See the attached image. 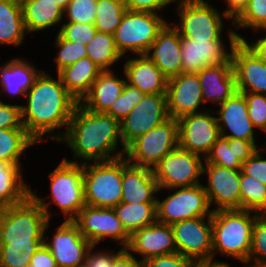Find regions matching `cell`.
Returning a JSON list of instances; mask_svg holds the SVG:
<instances>
[{"label": "cell", "mask_w": 266, "mask_h": 267, "mask_svg": "<svg viewBox=\"0 0 266 267\" xmlns=\"http://www.w3.org/2000/svg\"><path fill=\"white\" fill-rule=\"evenodd\" d=\"M73 222L78 226L82 236L92 245H98L101 240L110 238L126 248L130 234L118 219L114 208H103L85 205Z\"/></svg>", "instance_id": "4fadbf2b"}, {"label": "cell", "mask_w": 266, "mask_h": 267, "mask_svg": "<svg viewBox=\"0 0 266 267\" xmlns=\"http://www.w3.org/2000/svg\"><path fill=\"white\" fill-rule=\"evenodd\" d=\"M126 249L140 254L143 263L150 258L176 253L174 233L171 225L155 222L134 231Z\"/></svg>", "instance_id": "7402d4cb"}, {"label": "cell", "mask_w": 266, "mask_h": 267, "mask_svg": "<svg viewBox=\"0 0 266 267\" xmlns=\"http://www.w3.org/2000/svg\"><path fill=\"white\" fill-rule=\"evenodd\" d=\"M126 78L114 75L112 70H103L92 84L80 104L94 113H106L124 89Z\"/></svg>", "instance_id": "4316f807"}, {"label": "cell", "mask_w": 266, "mask_h": 267, "mask_svg": "<svg viewBox=\"0 0 266 267\" xmlns=\"http://www.w3.org/2000/svg\"><path fill=\"white\" fill-rule=\"evenodd\" d=\"M49 226L45 212L31 196L19 204L0 208V242L44 240Z\"/></svg>", "instance_id": "5b68a950"}, {"label": "cell", "mask_w": 266, "mask_h": 267, "mask_svg": "<svg viewBox=\"0 0 266 267\" xmlns=\"http://www.w3.org/2000/svg\"><path fill=\"white\" fill-rule=\"evenodd\" d=\"M244 267H266V214L255 219L250 256Z\"/></svg>", "instance_id": "ab89813d"}, {"label": "cell", "mask_w": 266, "mask_h": 267, "mask_svg": "<svg viewBox=\"0 0 266 267\" xmlns=\"http://www.w3.org/2000/svg\"><path fill=\"white\" fill-rule=\"evenodd\" d=\"M42 71L38 70L26 59H9L0 67L1 93H8L10 97L23 96L32 87L36 78Z\"/></svg>", "instance_id": "83f0119b"}, {"label": "cell", "mask_w": 266, "mask_h": 267, "mask_svg": "<svg viewBox=\"0 0 266 267\" xmlns=\"http://www.w3.org/2000/svg\"><path fill=\"white\" fill-rule=\"evenodd\" d=\"M174 191L164 200L157 197V222L172 225L176 222L203 216H212L204 185L169 188Z\"/></svg>", "instance_id": "8fae6325"}, {"label": "cell", "mask_w": 266, "mask_h": 267, "mask_svg": "<svg viewBox=\"0 0 266 267\" xmlns=\"http://www.w3.org/2000/svg\"><path fill=\"white\" fill-rule=\"evenodd\" d=\"M220 135L223 138H236L251 141L256 147L255 126L248 117L247 101L243 93L235 92L215 110ZM227 130L229 131L228 134Z\"/></svg>", "instance_id": "44dd1931"}, {"label": "cell", "mask_w": 266, "mask_h": 267, "mask_svg": "<svg viewBox=\"0 0 266 267\" xmlns=\"http://www.w3.org/2000/svg\"><path fill=\"white\" fill-rule=\"evenodd\" d=\"M230 51L224 40H191L181 37L182 73H197L200 70L221 63H232V49L244 37L228 29Z\"/></svg>", "instance_id": "7c38bea8"}, {"label": "cell", "mask_w": 266, "mask_h": 267, "mask_svg": "<svg viewBox=\"0 0 266 267\" xmlns=\"http://www.w3.org/2000/svg\"><path fill=\"white\" fill-rule=\"evenodd\" d=\"M202 156L177 147L166 154L152 169L158 192L169 188L192 187L201 184Z\"/></svg>", "instance_id": "30bf717a"}, {"label": "cell", "mask_w": 266, "mask_h": 267, "mask_svg": "<svg viewBox=\"0 0 266 267\" xmlns=\"http://www.w3.org/2000/svg\"><path fill=\"white\" fill-rule=\"evenodd\" d=\"M195 262L178 252L148 259L142 267H194Z\"/></svg>", "instance_id": "f907efd6"}, {"label": "cell", "mask_w": 266, "mask_h": 267, "mask_svg": "<svg viewBox=\"0 0 266 267\" xmlns=\"http://www.w3.org/2000/svg\"><path fill=\"white\" fill-rule=\"evenodd\" d=\"M23 167L0 161V208L16 205L30 196V187L24 182Z\"/></svg>", "instance_id": "1f68e13d"}, {"label": "cell", "mask_w": 266, "mask_h": 267, "mask_svg": "<svg viewBox=\"0 0 266 267\" xmlns=\"http://www.w3.org/2000/svg\"><path fill=\"white\" fill-rule=\"evenodd\" d=\"M102 70L89 58L84 57L64 67L57 74L67 92L78 102L88 94Z\"/></svg>", "instance_id": "f546056e"}, {"label": "cell", "mask_w": 266, "mask_h": 267, "mask_svg": "<svg viewBox=\"0 0 266 267\" xmlns=\"http://www.w3.org/2000/svg\"><path fill=\"white\" fill-rule=\"evenodd\" d=\"M27 104L21 105L22 123L27 133L38 143L49 139L63 137L69 125L77 101L67 92L60 76L57 80L45 71L36 78L32 87L26 92ZM65 127V128H64ZM64 128V132H54Z\"/></svg>", "instance_id": "6da1fadb"}, {"label": "cell", "mask_w": 266, "mask_h": 267, "mask_svg": "<svg viewBox=\"0 0 266 267\" xmlns=\"http://www.w3.org/2000/svg\"><path fill=\"white\" fill-rule=\"evenodd\" d=\"M114 211L130 235L134 231L157 221L156 203L129 204L120 202L114 207Z\"/></svg>", "instance_id": "836d02e7"}, {"label": "cell", "mask_w": 266, "mask_h": 267, "mask_svg": "<svg viewBox=\"0 0 266 267\" xmlns=\"http://www.w3.org/2000/svg\"><path fill=\"white\" fill-rule=\"evenodd\" d=\"M258 148L243 164L241 171L266 185V159ZM266 150V149H265Z\"/></svg>", "instance_id": "7dc6e473"}, {"label": "cell", "mask_w": 266, "mask_h": 267, "mask_svg": "<svg viewBox=\"0 0 266 267\" xmlns=\"http://www.w3.org/2000/svg\"><path fill=\"white\" fill-rule=\"evenodd\" d=\"M113 267H142V262L125 249L116 259Z\"/></svg>", "instance_id": "11a10c76"}, {"label": "cell", "mask_w": 266, "mask_h": 267, "mask_svg": "<svg viewBox=\"0 0 266 267\" xmlns=\"http://www.w3.org/2000/svg\"><path fill=\"white\" fill-rule=\"evenodd\" d=\"M95 245H91L85 257L84 267H113L115 259L126 249L121 247L117 252L92 251Z\"/></svg>", "instance_id": "681fc988"}, {"label": "cell", "mask_w": 266, "mask_h": 267, "mask_svg": "<svg viewBox=\"0 0 266 267\" xmlns=\"http://www.w3.org/2000/svg\"><path fill=\"white\" fill-rule=\"evenodd\" d=\"M201 90L197 73H180L169 78L166 93L169 117L178 120L207 110L200 108L204 104Z\"/></svg>", "instance_id": "d6986e66"}, {"label": "cell", "mask_w": 266, "mask_h": 267, "mask_svg": "<svg viewBox=\"0 0 266 267\" xmlns=\"http://www.w3.org/2000/svg\"><path fill=\"white\" fill-rule=\"evenodd\" d=\"M260 32L263 30L266 33V28L259 29ZM264 37H260L255 42L249 44L245 38L242 39V41L245 43V45L253 51L260 59L264 60L266 62V34H264Z\"/></svg>", "instance_id": "9f6ffc18"}, {"label": "cell", "mask_w": 266, "mask_h": 267, "mask_svg": "<svg viewBox=\"0 0 266 267\" xmlns=\"http://www.w3.org/2000/svg\"><path fill=\"white\" fill-rule=\"evenodd\" d=\"M44 240L30 242H0V267H28Z\"/></svg>", "instance_id": "8d00e7d4"}, {"label": "cell", "mask_w": 266, "mask_h": 267, "mask_svg": "<svg viewBox=\"0 0 266 267\" xmlns=\"http://www.w3.org/2000/svg\"><path fill=\"white\" fill-rule=\"evenodd\" d=\"M197 75L204 103L209 101L220 105L237 92L232 63L206 67Z\"/></svg>", "instance_id": "d4e9b609"}, {"label": "cell", "mask_w": 266, "mask_h": 267, "mask_svg": "<svg viewBox=\"0 0 266 267\" xmlns=\"http://www.w3.org/2000/svg\"><path fill=\"white\" fill-rule=\"evenodd\" d=\"M208 176L204 189L211 208L218 210H241L240 170L222 167L216 164L203 165V175Z\"/></svg>", "instance_id": "e0dca14e"}, {"label": "cell", "mask_w": 266, "mask_h": 267, "mask_svg": "<svg viewBox=\"0 0 266 267\" xmlns=\"http://www.w3.org/2000/svg\"><path fill=\"white\" fill-rule=\"evenodd\" d=\"M178 147V120L169 118L133 140L125 150V159L136 166L153 169L169 152Z\"/></svg>", "instance_id": "9c48e42d"}, {"label": "cell", "mask_w": 266, "mask_h": 267, "mask_svg": "<svg viewBox=\"0 0 266 267\" xmlns=\"http://www.w3.org/2000/svg\"><path fill=\"white\" fill-rule=\"evenodd\" d=\"M87 55L102 71L111 70L114 63L123 57L118 51L114 35L98 32L86 46Z\"/></svg>", "instance_id": "d590c367"}, {"label": "cell", "mask_w": 266, "mask_h": 267, "mask_svg": "<svg viewBox=\"0 0 266 267\" xmlns=\"http://www.w3.org/2000/svg\"><path fill=\"white\" fill-rule=\"evenodd\" d=\"M46 240L44 238V244L53 255L57 267H83L86 253L92 245L73 221H63L52 239Z\"/></svg>", "instance_id": "ac0fdd59"}, {"label": "cell", "mask_w": 266, "mask_h": 267, "mask_svg": "<svg viewBox=\"0 0 266 267\" xmlns=\"http://www.w3.org/2000/svg\"><path fill=\"white\" fill-rule=\"evenodd\" d=\"M54 2H56L57 5H59L63 10H65L68 6V3L71 0H52Z\"/></svg>", "instance_id": "680465c9"}, {"label": "cell", "mask_w": 266, "mask_h": 267, "mask_svg": "<svg viewBox=\"0 0 266 267\" xmlns=\"http://www.w3.org/2000/svg\"><path fill=\"white\" fill-rule=\"evenodd\" d=\"M166 23L160 14L127 9L113 34L118 51L124 57L128 52L145 55Z\"/></svg>", "instance_id": "ba28073f"}, {"label": "cell", "mask_w": 266, "mask_h": 267, "mask_svg": "<svg viewBox=\"0 0 266 267\" xmlns=\"http://www.w3.org/2000/svg\"><path fill=\"white\" fill-rule=\"evenodd\" d=\"M84 164L70 163L62 160L58 166L49 173L50 201L30 189V196L45 212L48 221L52 214L49 205L56 204L64 215V221H73L80 210L86 205L84 198Z\"/></svg>", "instance_id": "277c9868"}, {"label": "cell", "mask_w": 266, "mask_h": 267, "mask_svg": "<svg viewBox=\"0 0 266 267\" xmlns=\"http://www.w3.org/2000/svg\"><path fill=\"white\" fill-rule=\"evenodd\" d=\"M124 68L126 83L145 94H166L168 78L146 55L127 58Z\"/></svg>", "instance_id": "484cf974"}, {"label": "cell", "mask_w": 266, "mask_h": 267, "mask_svg": "<svg viewBox=\"0 0 266 267\" xmlns=\"http://www.w3.org/2000/svg\"><path fill=\"white\" fill-rule=\"evenodd\" d=\"M214 110L188 114L178 119V147L205 157L219 139L220 131Z\"/></svg>", "instance_id": "5bb4252c"}, {"label": "cell", "mask_w": 266, "mask_h": 267, "mask_svg": "<svg viewBox=\"0 0 266 267\" xmlns=\"http://www.w3.org/2000/svg\"><path fill=\"white\" fill-rule=\"evenodd\" d=\"M257 149L258 147L251 141L220 136L203 162L204 164H216L234 170H241L242 164Z\"/></svg>", "instance_id": "f1b7e54d"}, {"label": "cell", "mask_w": 266, "mask_h": 267, "mask_svg": "<svg viewBox=\"0 0 266 267\" xmlns=\"http://www.w3.org/2000/svg\"><path fill=\"white\" fill-rule=\"evenodd\" d=\"M248 108V117L256 129L266 130V95L243 93Z\"/></svg>", "instance_id": "bcb514c9"}, {"label": "cell", "mask_w": 266, "mask_h": 267, "mask_svg": "<svg viewBox=\"0 0 266 267\" xmlns=\"http://www.w3.org/2000/svg\"><path fill=\"white\" fill-rule=\"evenodd\" d=\"M179 3V23L174 27L182 38L191 40H222L225 30L222 18L229 21L224 12H219L205 0H175Z\"/></svg>", "instance_id": "52a82bcc"}, {"label": "cell", "mask_w": 266, "mask_h": 267, "mask_svg": "<svg viewBox=\"0 0 266 267\" xmlns=\"http://www.w3.org/2000/svg\"><path fill=\"white\" fill-rule=\"evenodd\" d=\"M233 27L251 28L254 32L266 28V0H250L244 11L233 21Z\"/></svg>", "instance_id": "60d3db41"}, {"label": "cell", "mask_w": 266, "mask_h": 267, "mask_svg": "<svg viewBox=\"0 0 266 267\" xmlns=\"http://www.w3.org/2000/svg\"><path fill=\"white\" fill-rule=\"evenodd\" d=\"M241 209L266 214V185L240 170Z\"/></svg>", "instance_id": "74e56055"}, {"label": "cell", "mask_w": 266, "mask_h": 267, "mask_svg": "<svg viewBox=\"0 0 266 267\" xmlns=\"http://www.w3.org/2000/svg\"><path fill=\"white\" fill-rule=\"evenodd\" d=\"M36 143L25 129L0 128V161L21 166L20 156Z\"/></svg>", "instance_id": "e575fe53"}, {"label": "cell", "mask_w": 266, "mask_h": 267, "mask_svg": "<svg viewBox=\"0 0 266 267\" xmlns=\"http://www.w3.org/2000/svg\"><path fill=\"white\" fill-rule=\"evenodd\" d=\"M58 33L70 42L80 43L87 46L97 33L94 23L66 22L61 24Z\"/></svg>", "instance_id": "f6af8a7d"}, {"label": "cell", "mask_w": 266, "mask_h": 267, "mask_svg": "<svg viewBox=\"0 0 266 267\" xmlns=\"http://www.w3.org/2000/svg\"><path fill=\"white\" fill-rule=\"evenodd\" d=\"M145 55L169 79L182 73L181 36L179 31L167 22L158 32Z\"/></svg>", "instance_id": "603a6c76"}, {"label": "cell", "mask_w": 266, "mask_h": 267, "mask_svg": "<svg viewBox=\"0 0 266 267\" xmlns=\"http://www.w3.org/2000/svg\"><path fill=\"white\" fill-rule=\"evenodd\" d=\"M58 142L66 143L73 151L74 161L63 159L70 163H78V159L80 164L110 161L124 156L126 150L120 122L105 113L91 112L80 103L75 106L66 132ZM119 143L121 150L117 149Z\"/></svg>", "instance_id": "7a4b0ae2"}, {"label": "cell", "mask_w": 266, "mask_h": 267, "mask_svg": "<svg viewBox=\"0 0 266 267\" xmlns=\"http://www.w3.org/2000/svg\"><path fill=\"white\" fill-rule=\"evenodd\" d=\"M171 226L179 254L194 262L212 258V216L195 217Z\"/></svg>", "instance_id": "9a60e30c"}, {"label": "cell", "mask_w": 266, "mask_h": 267, "mask_svg": "<svg viewBox=\"0 0 266 267\" xmlns=\"http://www.w3.org/2000/svg\"><path fill=\"white\" fill-rule=\"evenodd\" d=\"M215 258L201 260L198 262H195L194 267H230V265L227 262L224 261H215Z\"/></svg>", "instance_id": "6f0895ef"}, {"label": "cell", "mask_w": 266, "mask_h": 267, "mask_svg": "<svg viewBox=\"0 0 266 267\" xmlns=\"http://www.w3.org/2000/svg\"><path fill=\"white\" fill-rule=\"evenodd\" d=\"M169 118L166 94H146L120 122L124 147Z\"/></svg>", "instance_id": "2e32d148"}, {"label": "cell", "mask_w": 266, "mask_h": 267, "mask_svg": "<svg viewBox=\"0 0 266 267\" xmlns=\"http://www.w3.org/2000/svg\"><path fill=\"white\" fill-rule=\"evenodd\" d=\"M145 95L138 88L125 83L122 94L115 99L105 114L121 122Z\"/></svg>", "instance_id": "7bdbcfd3"}, {"label": "cell", "mask_w": 266, "mask_h": 267, "mask_svg": "<svg viewBox=\"0 0 266 267\" xmlns=\"http://www.w3.org/2000/svg\"><path fill=\"white\" fill-rule=\"evenodd\" d=\"M259 215L242 209L212 212V258L219 252L225 258L234 257L245 265L251 251L253 224Z\"/></svg>", "instance_id": "3957f363"}, {"label": "cell", "mask_w": 266, "mask_h": 267, "mask_svg": "<svg viewBox=\"0 0 266 267\" xmlns=\"http://www.w3.org/2000/svg\"><path fill=\"white\" fill-rule=\"evenodd\" d=\"M126 10L123 0H98L94 20L97 31L114 34Z\"/></svg>", "instance_id": "f35d334b"}, {"label": "cell", "mask_w": 266, "mask_h": 267, "mask_svg": "<svg viewBox=\"0 0 266 267\" xmlns=\"http://www.w3.org/2000/svg\"><path fill=\"white\" fill-rule=\"evenodd\" d=\"M126 8L132 11H148L158 14L166 6L176 3L175 0H123Z\"/></svg>", "instance_id": "816d5d0a"}, {"label": "cell", "mask_w": 266, "mask_h": 267, "mask_svg": "<svg viewBox=\"0 0 266 267\" xmlns=\"http://www.w3.org/2000/svg\"><path fill=\"white\" fill-rule=\"evenodd\" d=\"M26 35L21 2L0 0V45L20 46Z\"/></svg>", "instance_id": "d6a6232c"}, {"label": "cell", "mask_w": 266, "mask_h": 267, "mask_svg": "<svg viewBox=\"0 0 266 267\" xmlns=\"http://www.w3.org/2000/svg\"><path fill=\"white\" fill-rule=\"evenodd\" d=\"M21 6L28 34L63 23L64 10L52 0H23Z\"/></svg>", "instance_id": "4dcf8cb0"}, {"label": "cell", "mask_w": 266, "mask_h": 267, "mask_svg": "<svg viewBox=\"0 0 266 267\" xmlns=\"http://www.w3.org/2000/svg\"><path fill=\"white\" fill-rule=\"evenodd\" d=\"M122 198L121 202L129 204L156 203L158 184L150 168L129 163L122 156Z\"/></svg>", "instance_id": "cb8c5ba5"}, {"label": "cell", "mask_w": 266, "mask_h": 267, "mask_svg": "<svg viewBox=\"0 0 266 267\" xmlns=\"http://www.w3.org/2000/svg\"><path fill=\"white\" fill-rule=\"evenodd\" d=\"M122 157L110 161L84 163L85 203L114 208L122 198Z\"/></svg>", "instance_id": "8992f818"}, {"label": "cell", "mask_w": 266, "mask_h": 267, "mask_svg": "<svg viewBox=\"0 0 266 267\" xmlns=\"http://www.w3.org/2000/svg\"><path fill=\"white\" fill-rule=\"evenodd\" d=\"M54 42L55 47L59 48L57 56L53 58L56 63V73L87 55L84 44L70 42L64 39L59 33H57Z\"/></svg>", "instance_id": "b9f144b4"}, {"label": "cell", "mask_w": 266, "mask_h": 267, "mask_svg": "<svg viewBox=\"0 0 266 267\" xmlns=\"http://www.w3.org/2000/svg\"><path fill=\"white\" fill-rule=\"evenodd\" d=\"M0 128L25 129L22 123L21 104H6L0 100Z\"/></svg>", "instance_id": "c3c4849f"}, {"label": "cell", "mask_w": 266, "mask_h": 267, "mask_svg": "<svg viewBox=\"0 0 266 267\" xmlns=\"http://www.w3.org/2000/svg\"><path fill=\"white\" fill-rule=\"evenodd\" d=\"M28 267H57V264L48 247L43 244L31 258Z\"/></svg>", "instance_id": "f5cc1de1"}, {"label": "cell", "mask_w": 266, "mask_h": 267, "mask_svg": "<svg viewBox=\"0 0 266 267\" xmlns=\"http://www.w3.org/2000/svg\"><path fill=\"white\" fill-rule=\"evenodd\" d=\"M232 64L238 92L266 95V62L242 40L232 49Z\"/></svg>", "instance_id": "ffe728a7"}, {"label": "cell", "mask_w": 266, "mask_h": 267, "mask_svg": "<svg viewBox=\"0 0 266 267\" xmlns=\"http://www.w3.org/2000/svg\"><path fill=\"white\" fill-rule=\"evenodd\" d=\"M227 9L223 12L230 18L231 24L248 6L250 0H224Z\"/></svg>", "instance_id": "db71d44e"}, {"label": "cell", "mask_w": 266, "mask_h": 267, "mask_svg": "<svg viewBox=\"0 0 266 267\" xmlns=\"http://www.w3.org/2000/svg\"><path fill=\"white\" fill-rule=\"evenodd\" d=\"M98 0H71L64 10L67 22L94 23Z\"/></svg>", "instance_id": "ee69618b"}]
</instances>
